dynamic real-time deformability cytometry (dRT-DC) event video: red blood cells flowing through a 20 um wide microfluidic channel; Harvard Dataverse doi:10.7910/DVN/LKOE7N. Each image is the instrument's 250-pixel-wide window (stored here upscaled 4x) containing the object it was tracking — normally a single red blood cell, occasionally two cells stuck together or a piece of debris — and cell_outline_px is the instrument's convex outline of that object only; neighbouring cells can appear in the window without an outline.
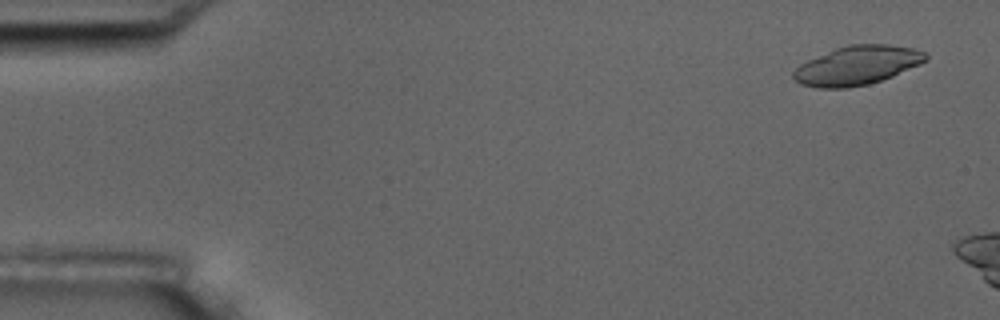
{"species": "common noctule bat (a hibernating species)", "species_latin": "Nyctalus noctula", "temperature_condition": "room temperature", "stored_images_in_passage": 3, "camera_frame_rate_fps": 3000, "um_per_image_px": 0.085, "animal": {"sex": "male", "body_mass_g": 17.5, "forearm_length_mm": 52.3}, "frame": {"image": 1, "passage_image": 1, "time_ms": 0.0, "image_size_px": [1000, 320], "cell_outline_px": [[928, 60], [920, 64], [892, 76], [868, 84], [848, 88], [816, 88], [800, 84], [792, 76], [792, 72], [800, 64], [808, 60], [836, 48], [848, 44], [888, 44], [912, 48], [924, 52], [928, 56]], "centroid_in_image_um": [72.85, 5.56], "position_along_channel_um": 12.2, "area_um2": 29.94}}